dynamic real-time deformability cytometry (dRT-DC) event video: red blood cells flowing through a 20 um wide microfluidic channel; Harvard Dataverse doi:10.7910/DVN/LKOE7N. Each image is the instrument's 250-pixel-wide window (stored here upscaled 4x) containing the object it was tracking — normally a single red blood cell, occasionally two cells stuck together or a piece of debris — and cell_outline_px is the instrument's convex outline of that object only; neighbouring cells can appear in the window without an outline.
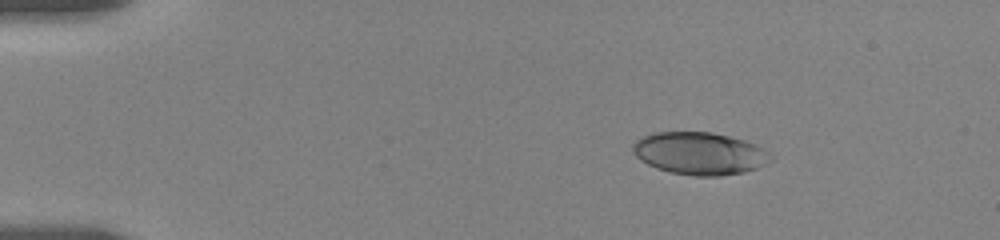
{"species": "human", "species_latin": "Homo sapiens", "temperature_condition": "room temperature", "stored_images_in_passage": 19, "camera_frame_rate_fps": 3000, "um_per_image_px": 0.085, "donor": {"sex": "female"}, "frame": {"image": 1, "passage_image": 1, "time_ms": 0.0, "image_size_px": [1000, 240], "cell_outline_px": [[772, 160], [756, 168], [744, 172], [720, 176], [696, 176], [668, 172], [656, 168], [640, 160], [632, 152], [632, 144], [636, 140], [652, 132], [712, 132], [744, 140], [756, 144], [764, 148], [772, 156]], "centroid_in_image_um": [59.45, 13.04], "position_along_channel_um": 25.5, "area_um2": 34.28}}
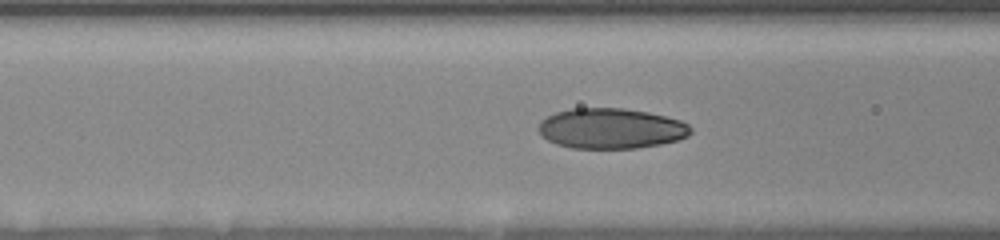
{"frame": {"image": 2, "passage_image": 11, "time_ms": 4.667, "image_size_px": [1000, 240], "cell_outline_px": [[692, 132], [688, 136], [676, 140], [660, 144], [636, 148], [572, 148], [556, 144], [540, 136], [540, 120], [556, 112], [572, 108], [624, 108], [648, 112], [680, 120], [688, 124], [692, 128]], "centroid_in_image_um": [51.93, 10.92], "position_along_channel_um": 114.7, "area_um2": 35.78}}
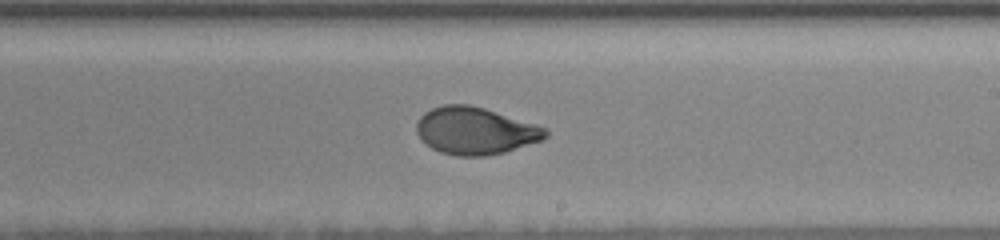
{"frame": {"image": 3, "passage_image": 19, "time_ms": 8.333, "image_size_px": [1000, 240], "cell_outline_px": [[548, 136], [544, 140], [504, 152], [484, 156], [456, 156], [440, 152], [432, 148], [416, 132], [416, 124], [420, 116], [424, 112], [432, 108], [444, 104], [468, 104], [484, 108], [536, 124], [544, 128], [548, 132]], "centroid_in_image_um": [40.4, 11.11], "position_along_channel_um": 248.6, "area_um2": 35.43}}